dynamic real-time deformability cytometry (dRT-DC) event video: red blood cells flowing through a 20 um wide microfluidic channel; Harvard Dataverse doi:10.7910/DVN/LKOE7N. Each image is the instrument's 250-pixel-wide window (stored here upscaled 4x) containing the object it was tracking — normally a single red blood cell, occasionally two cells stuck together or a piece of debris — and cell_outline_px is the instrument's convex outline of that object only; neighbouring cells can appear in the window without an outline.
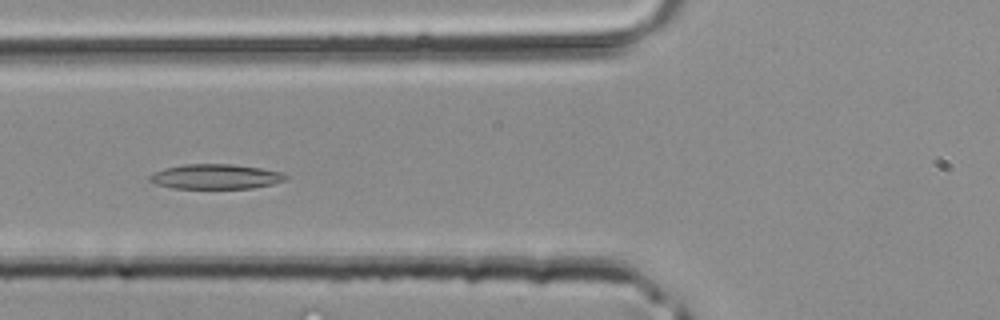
{"species": "common noctule bat (a hibernating species)", "species_latin": "Nyctalus noctula", "temperature_condition": "room temperature", "stored_images_in_passage": 28, "camera_frame_rate_fps": 3000, "um_per_image_px": 0.085, "animal": {"sex": "male", "body_mass_g": 20.4}, "frame": {"image": 1, "passage_image": 3, "time_ms": 0.667, "image_size_px": [1000, 320], "cell_outline_px": [[288, 176], [284, 180], [272, 184], [252, 188], [172, 188], [156, 184], [148, 180], [148, 176], [164, 168], [184, 164], [232, 164], [260, 168], [280, 172]], "centroid_in_image_um": [18.29, 15.01], "position_along_channel_um": 107.5, "area_um2": 19.54}}
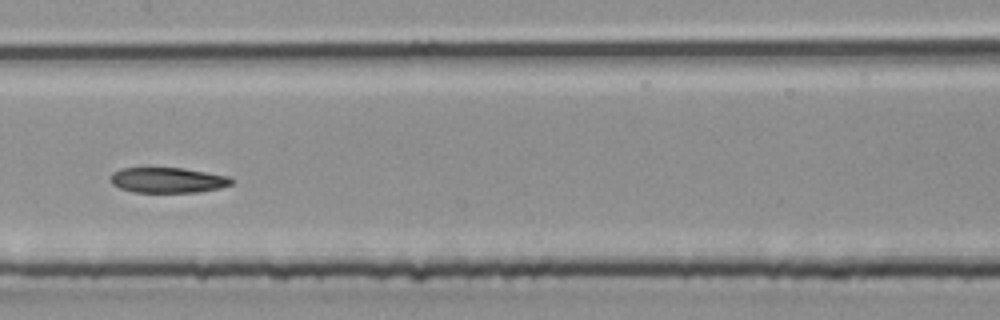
{"frame": {"image": 2, "passage_image": 8, "time_ms": 2.333, "image_size_px": [1000, 320], "cell_outline_px": [[236, 180], [232, 184], [220, 188], [196, 192], [132, 192], [120, 188], [112, 184], [108, 180], [108, 176], [112, 172], [120, 168], [184, 168], [228, 176]], "centroid_in_image_um": [14.22, 15.31], "position_along_channel_um": 193.2, "area_um2": 18.09}}
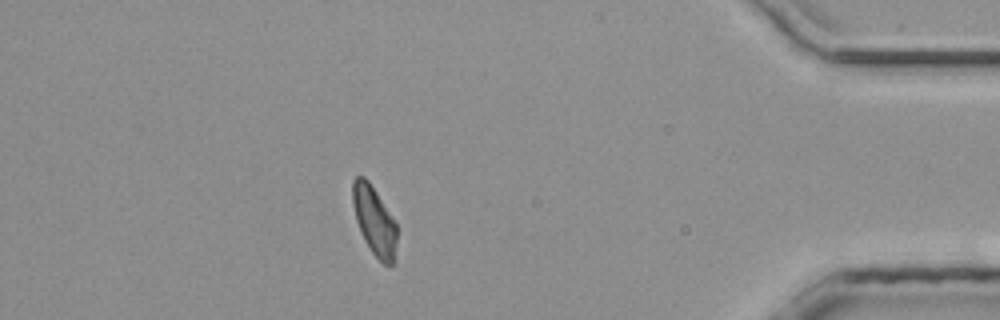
{"frame": {"image": 3, "passage_image": 23, "time_ms": 7.333, "image_size_px": [1000, 320], "cell_outline_px": [[396, 244], [392, 264], [388, 268], [372, 252], [364, 240], [360, 232], [356, 220], [352, 204], [352, 180], [356, 176], [364, 176], [368, 180], [376, 192], [396, 224]], "centroid_in_image_um": [31.78, 18.75], "position_along_channel_um": 403.4, "area_um2": 17.51}}